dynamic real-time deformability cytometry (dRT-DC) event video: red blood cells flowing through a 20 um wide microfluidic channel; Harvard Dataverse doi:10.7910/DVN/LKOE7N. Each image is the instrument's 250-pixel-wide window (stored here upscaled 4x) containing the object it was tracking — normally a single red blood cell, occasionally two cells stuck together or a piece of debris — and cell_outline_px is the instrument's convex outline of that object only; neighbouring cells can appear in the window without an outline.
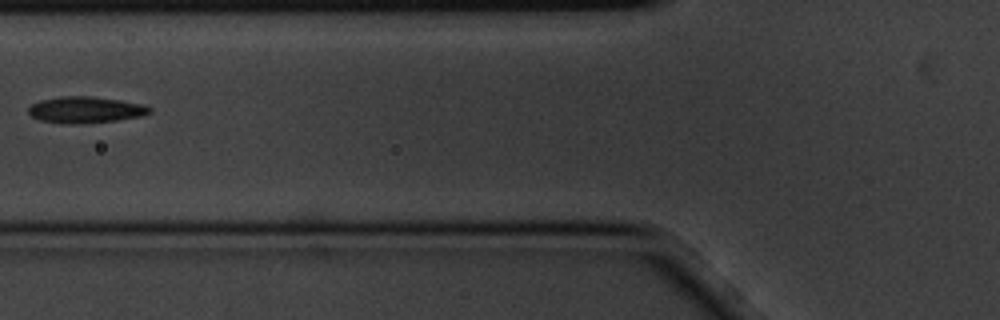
{"species": "common noctule bat (a hibernating species)", "species_latin": "Nyctalus noctula", "temperature_condition": "cold", "stored_images_in_passage": 5, "camera_frame_rate_fps": 3000, "um_per_image_px": 0.085, "animal": {"sex": "male", "body_mass_g": 20.1, "forearm_length_mm": 53.5}, "frame": {"image": 1, "passage_image": 5, "time_ms": 1.333, "image_size_px": [1000, 320], "cell_outline_px": [[152, 112], [144, 116], [116, 120], [76, 124], [64, 124], [40, 120], [32, 116], [28, 112], [28, 108], [32, 104], [40, 100], [60, 96], [88, 96], [120, 100], [144, 104], [152, 108]], "centroid_in_image_um": [7.29, 9.33], "position_along_channel_um": 118.5, "area_um2": 18.73}}